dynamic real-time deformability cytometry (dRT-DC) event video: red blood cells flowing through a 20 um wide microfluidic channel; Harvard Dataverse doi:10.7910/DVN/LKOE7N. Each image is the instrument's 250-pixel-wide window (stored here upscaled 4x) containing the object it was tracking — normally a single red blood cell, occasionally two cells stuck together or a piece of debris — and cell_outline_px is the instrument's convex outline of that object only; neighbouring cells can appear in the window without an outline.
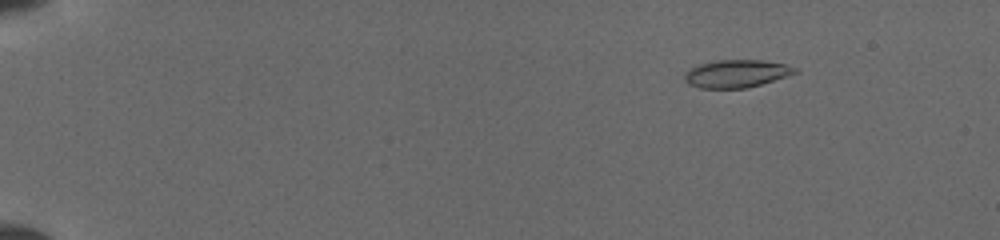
{"species": "common noctule bat (a hibernating species)", "species_latin": "Nyctalus noctula", "temperature_condition": "cold", "stored_images_in_passage": 27, "camera_frame_rate_fps": 3000, "um_per_image_px": 0.085, "animal": {"sex": "female", "body_mass_g": 19.5, "forearm_length_mm": 54.1}, "frame": {"image": 1, "passage_image": 5, "time_ms": 2.333, "image_size_px": [1000, 240], "cell_outline_px": [[800, 72], [760, 84], [744, 88], [700, 88], [688, 84], [684, 80], [684, 76], [692, 68], [700, 64], [716, 60], [760, 60], [784, 64], [796, 68]], "centroid_in_image_um": [62.6, 6.26], "position_along_channel_um": 22.4, "area_um2": 17.57}}
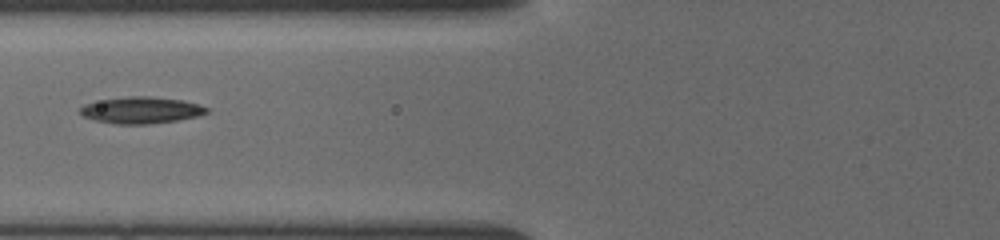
{"frame": {"image": 2, "passage_image": 22, "time_ms": 7.667, "image_size_px": [1000, 240], "cell_outline_px": [[208, 112], [196, 116], [176, 120], [148, 124], [116, 124], [96, 120], [84, 116], [80, 112], [80, 108], [88, 104], [104, 100], [128, 96], [148, 96], [180, 100], [196, 104], [208, 108]], "centroid_in_image_um": [12.01, 9.37], "position_along_channel_um": 113.8, "area_um2": 19.02}}
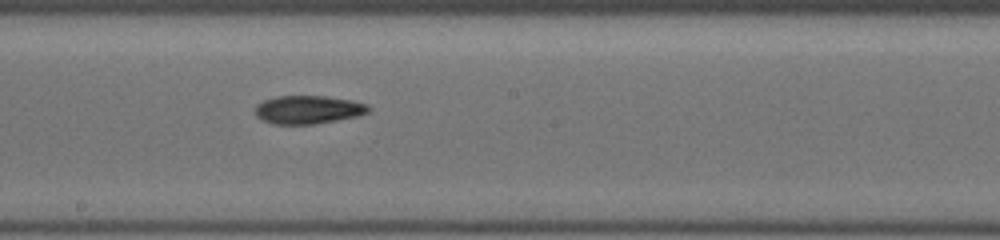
{"frame": {"image": 3, "passage_image": 27, "time_ms": 10.333, "image_size_px": [1000, 240], "cell_outline_px": [[368, 112], [356, 116], [316, 124], [276, 124], [264, 120], [256, 116], [256, 104], [264, 100], [276, 96], [324, 96], [348, 100], [368, 104]], "centroid_in_image_um": [26.16, 9.32], "position_along_channel_um": 222.0, "area_um2": 18.38}}